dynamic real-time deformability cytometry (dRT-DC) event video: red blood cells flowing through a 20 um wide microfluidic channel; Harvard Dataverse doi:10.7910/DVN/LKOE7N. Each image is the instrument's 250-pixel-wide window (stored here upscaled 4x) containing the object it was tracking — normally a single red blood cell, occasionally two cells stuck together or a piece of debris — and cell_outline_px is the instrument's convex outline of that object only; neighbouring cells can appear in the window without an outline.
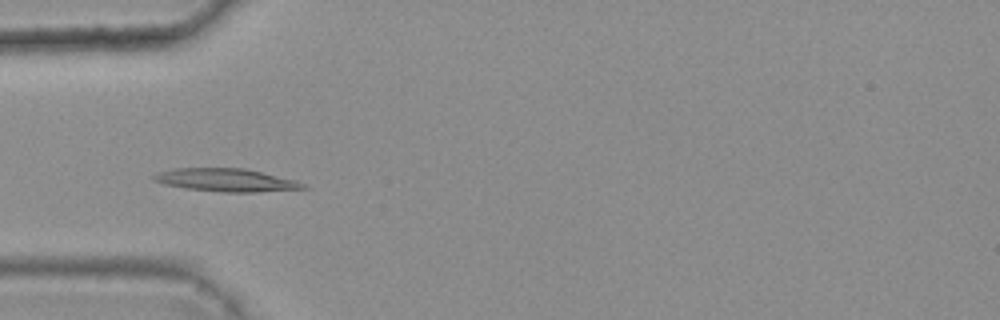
{"species": "common noctule bat (a hibernating species)", "species_latin": "Nyctalus noctula", "temperature_condition": "warm", "stored_images_in_passage": 6, "camera_frame_rate_fps": 3000, "um_per_image_px": 0.085, "animal": {"sex": "female", "body_mass_g": 25.1}, "frame": {"image": 1, "passage_image": 4, "time_ms": 1.0, "image_size_px": [1000, 320], "cell_outline_px": [[312, 188], [256, 192], [224, 192], [188, 188], [164, 184], [156, 180], [152, 176], [160, 172], [172, 168], [244, 168], [296, 180]], "centroid_in_image_um": [19.28, 15.3], "position_along_channel_um": 65.7, "area_um2": 19.77}}
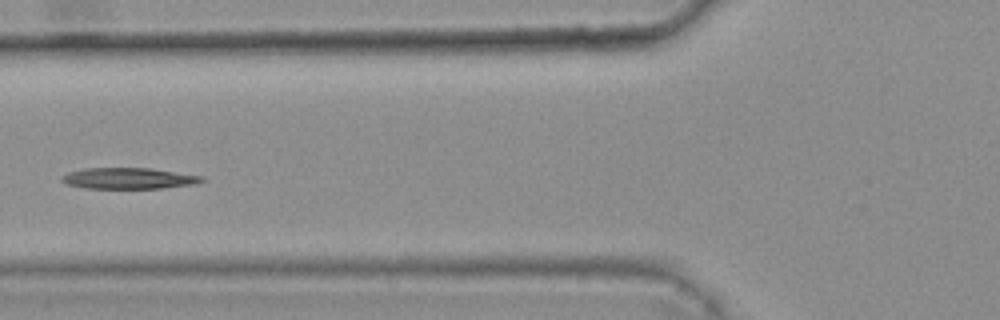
{"frame": {"image": 2, "passage_image": 5, "time_ms": 1.333, "image_size_px": [1000, 320], "cell_outline_px": [[204, 180], [196, 184], [160, 188], [84, 188], [68, 184], [60, 180], [60, 176], [68, 172], [88, 168], [148, 168], [204, 176]], "centroid_in_image_um": [10.92, 15.16], "position_along_channel_um": 114.9, "area_um2": 17.11}}
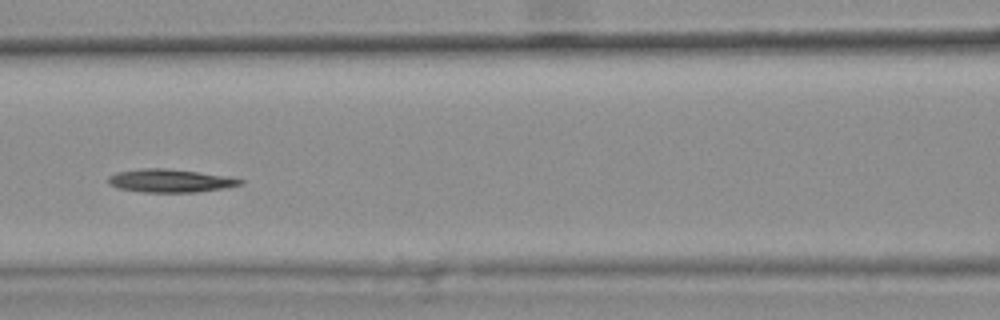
{"frame": {"image": 3, "passage_image": 6, "time_ms": 1.667, "image_size_px": [1000, 320], "cell_outline_px": [[244, 184], [224, 188], [196, 192], [144, 192], [120, 188], [112, 184], [108, 180], [108, 176], [116, 172], [144, 168], [164, 168], [196, 172], [224, 176], [244, 180]], "centroid_in_image_um": [14.48, 15.36], "position_along_channel_um": 152.1, "area_um2": 17.46}}